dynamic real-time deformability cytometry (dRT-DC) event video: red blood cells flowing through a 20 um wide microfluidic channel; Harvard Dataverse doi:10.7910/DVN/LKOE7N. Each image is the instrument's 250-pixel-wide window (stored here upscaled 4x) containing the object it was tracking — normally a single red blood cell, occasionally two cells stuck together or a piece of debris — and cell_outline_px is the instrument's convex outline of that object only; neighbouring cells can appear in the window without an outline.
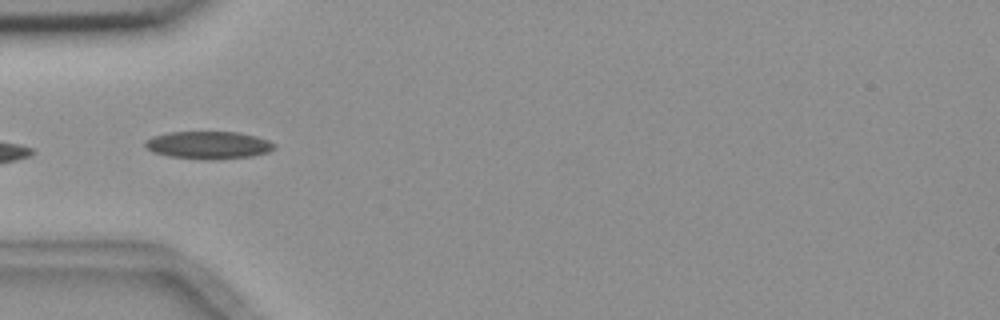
{"species": "common noctule bat (a hibernating species)", "species_latin": "Nyctalus noctula", "temperature_condition": "room temperature", "stored_images_in_passage": 6, "camera_frame_rate_fps": 3000, "um_per_image_px": 0.085, "animal": {"sex": "female", "body_mass_g": 18.4}, "frame": {"image": 1, "passage_image": 1, "time_ms": 0.0, "image_size_px": [1000, 320], "cell_outline_px": [[276, 148], [268, 152], [252, 156], [212, 160], [204, 160], [168, 156], [152, 152], [144, 148], [144, 140], [152, 136], [168, 132], [240, 132], [256, 136], [268, 140], [276, 144]], "centroid_in_image_um": [17.69, 12.33], "position_along_channel_um": 67.3, "area_um2": 21.15}}
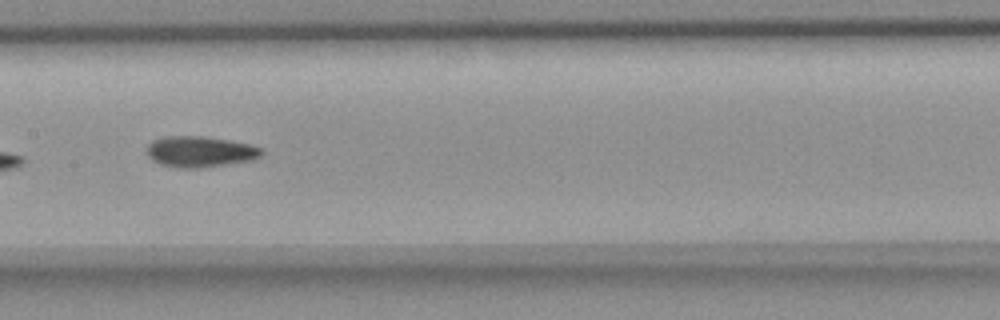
{"frame": {"image": 2, "passage_image": 4, "time_ms": 3.333, "image_size_px": [1000, 320], "cell_outline_px": [[264, 152], [260, 156], [252, 160], [200, 168], [180, 168], [160, 164], [152, 160], [144, 152], [148, 144], [152, 140], [164, 136], [204, 136], [228, 140], [248, 144], [260, 148]], "centroid_in_image_um": [16.94, 12.89], "position_along_channel_um": 190.5, "area_um2": 20.75}}
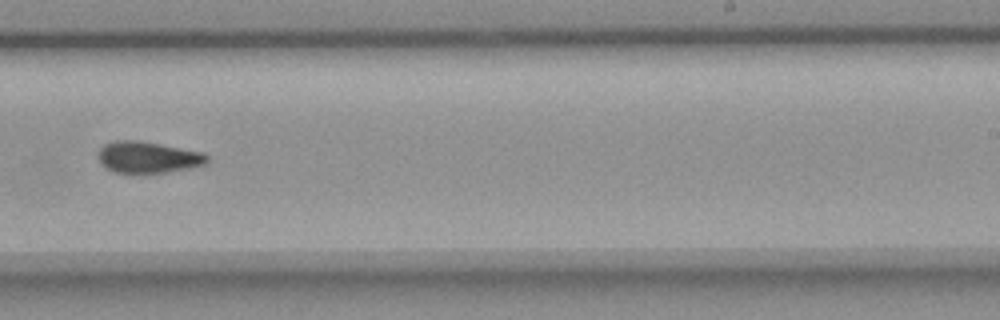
{"frame": {"image": 3, "passage_image": 6, "time_ms": 5.667, "image_size_px": [1000, 320], "cell_outline_px": [[208, 160], [204, 164], [188, 168], [164, 172], [116, 172], [108, 168], [100, 160], [100, 148], [104, 144], [116, 140], [140, 140], [204, 152], [208, 156]], "centroid_in_image_um": [12.62, 13.34], "position_along_channel_um": 276.4, "area_um2": 19.54}}